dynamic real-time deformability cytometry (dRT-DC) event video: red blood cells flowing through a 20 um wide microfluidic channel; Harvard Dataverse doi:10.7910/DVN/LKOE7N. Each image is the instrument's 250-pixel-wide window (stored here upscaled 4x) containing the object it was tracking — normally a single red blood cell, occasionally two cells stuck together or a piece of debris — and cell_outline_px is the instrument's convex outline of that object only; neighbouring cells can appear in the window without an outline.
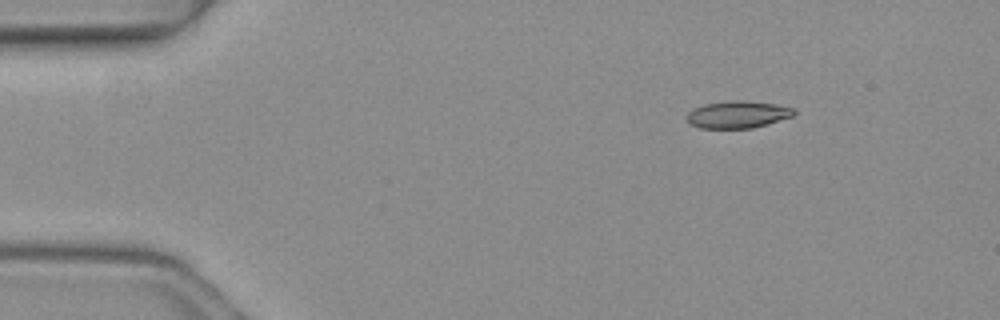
{"species": "common noctule bat (a hibernating species)", "species_latin": "Nyctalus noctula", "temperature_condition": "warm", "stored_images_in_passage": 5, "segment_of_instrument_passage": [1, 2], "camera_frame_rate_fps": 3000, "um_per_image_px": 0.085, "animal": {"sex": "female", "body_mass_g": 19.3, "forearm_length_mm": 54.1}, "frame": {"image": 1, "passage_image": 2, "time_ms": 0.333, "image_size_px": [1000, 320], "cell_outline_px": [[796, 112], [792, 116], [752, 128], [700, 128], [688, 124], [684, 120], [684, 116], [688, 112], [704, 104], [740, 100], [744, 100], [776, 104], [796, 108]], "centroid_in_image_um": [62.66, 9.74], "position_along_channel_um": 22.3, "area_um2": 16.99}}